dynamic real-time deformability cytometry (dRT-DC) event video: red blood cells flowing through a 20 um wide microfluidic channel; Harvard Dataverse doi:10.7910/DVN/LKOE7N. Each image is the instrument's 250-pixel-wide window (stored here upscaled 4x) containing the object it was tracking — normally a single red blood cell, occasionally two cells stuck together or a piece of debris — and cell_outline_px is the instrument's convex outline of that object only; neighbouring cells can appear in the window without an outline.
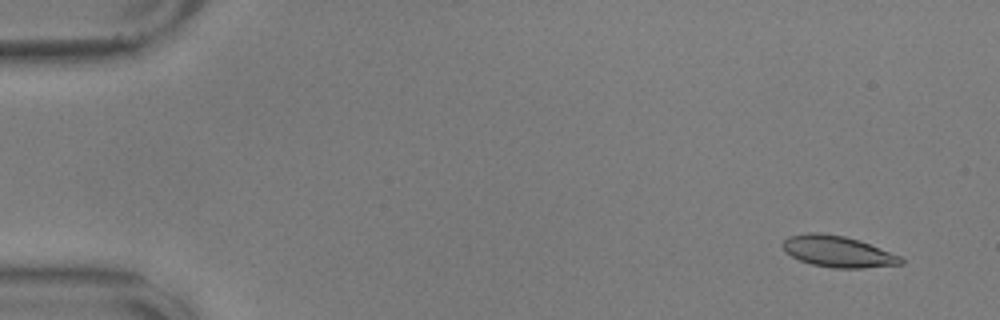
{"species": "common noctule bat (a hibernating species)", "species_latin": "Nyctalus noctula", "temperature_condition": "warm", "stored_images_in_passage": 58, "segment_of_instrument_passage": [1, 2], "camera_frame_rate_fps": 3000, "um_per_image_px": 0.085, "animal": {"sex": "male", "body_mass_g": 17.9, "forearm_length_mm": 54.2}, "frame": {"image": 1, "passage_image": 4, "time_ms": 1.0, "image_size_px": [1000, 320], "cell_outline_px": [[904, 264], [864, 268], [832, 268], [812, 264], [800, 260], [784, 252], [780, 244], [788, 236], [808, 232], [820, 232], [844, 236], [860, 240], [900, 256], [904, 260]], "centroid_in_image_um": [71.19, 21.37], "position_along_channel_um": 13.8, "area_um2": 21.73}}
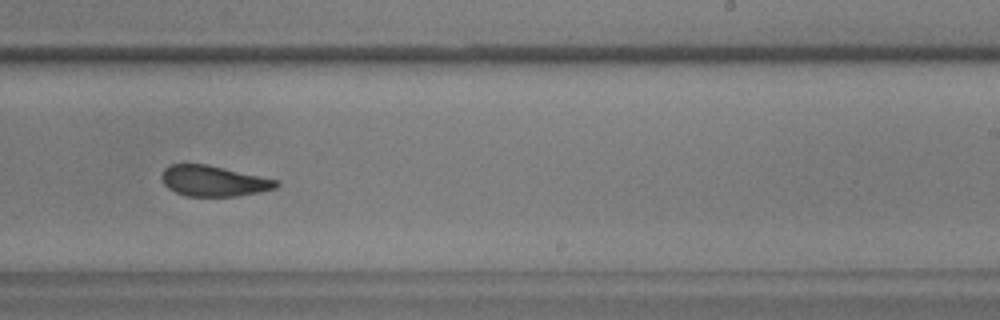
{"frame": {"image": 2, "passage_image": 36, "time_ms": 11.667, "image_size_px": [1000, 320], "cell_outline_px": [[280, 184], [276, 188], [260, 192], [236, 196], [188, 196], [176, 192], [168, 188], [164, 184], [160, 176], [164, 168], [168, 164], [208, 164], [280, 180]], "centroid_in_image_um": [18.17, 15.37], "position_along_channel_um": 270.8, "area_um2": 20.69}}
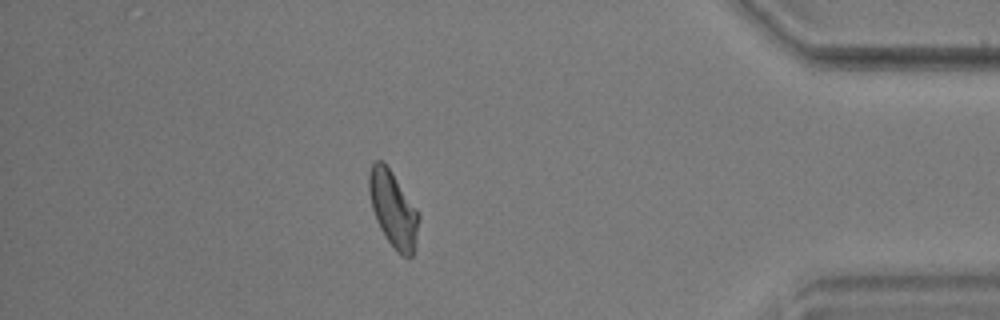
{"frame": {"image": 3, "passage_image": 50, "time_ms": 16.333, "image_size_px": [1000, 320], "cell_outline_px": [[420, 216], [416, 248], [412, 256], [404, 256], [396, 252], [384, 236], [376, 220], [372, 208], [368, 192], [368, 172], [372, 164], [376, 160], [380, 160], [392, 172], [416, 208]], "centroid_in_image_um": [33.42, 17.81], "position_along_channel_um": 401.8, "area_um2": 22.14}}